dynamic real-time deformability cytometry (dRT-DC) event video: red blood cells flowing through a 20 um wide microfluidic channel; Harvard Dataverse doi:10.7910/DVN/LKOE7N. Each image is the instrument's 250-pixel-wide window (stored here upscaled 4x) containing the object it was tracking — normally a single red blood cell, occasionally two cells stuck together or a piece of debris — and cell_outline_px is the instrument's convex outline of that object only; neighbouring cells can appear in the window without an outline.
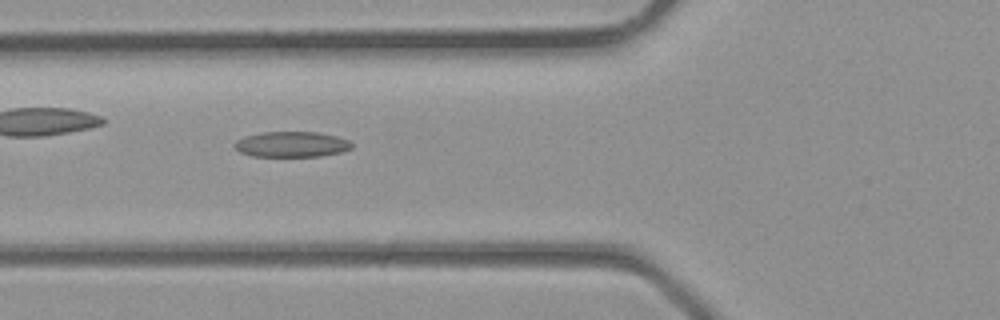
{"species": "common noctule bat (a hibernating species)", "species_latin": "Nyctalus noctula", "temperature_condition": "room temperature", "stored_images_in_passage": 6, "camera_frame_rate_fps": 3000, "um_per_image_px": 0.085, "animal": {"sex": "male", "body_mass_g": 23.1, "forearm_length_mm": 52.7}, "frame": {"image": 1, "passage_image": 5, "time_ms": 1.333, "image_size_px": [1000, 320], "cell_outline_px": [[352, 148], [340, 152], [320, 156], [252, 156], [240, 152], [232, 144], [236, 140], [244, 136], [264, 132], [316, 132], [336, 136], [348, 140], [352, 144]], "centroid_in_image_um": [24.76, 12.26], "position_along_channel_um": 101.0, "area_um2": 17.34}}
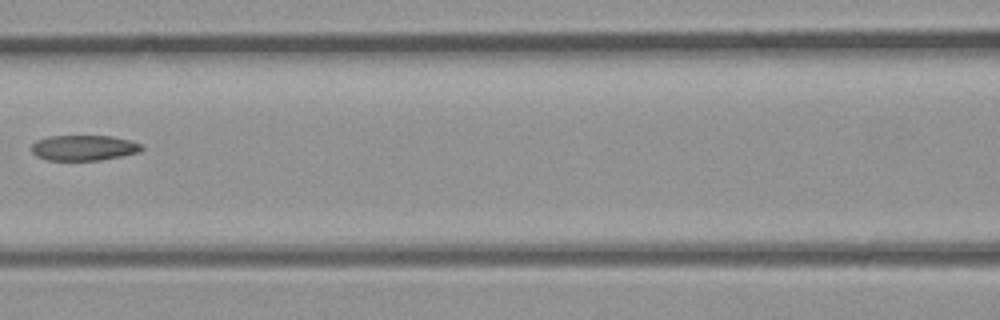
{"frame": {"image": 2, "passage_image": 6, "time_ms": 1.667, "image_size_px": [1000, 320], "cell_outline_px": [[144, 148], [140, 152], [100, 160], [48, 160], [36, 156], [32, 152], [32, 144], [36, 140], [48, 136], [112, 136], [128, 140], [140, 144]], "centroid_in_image_um": [7.1, 12.56], "position_along_channel_um": 159.5, "area_um2": 16.24}}